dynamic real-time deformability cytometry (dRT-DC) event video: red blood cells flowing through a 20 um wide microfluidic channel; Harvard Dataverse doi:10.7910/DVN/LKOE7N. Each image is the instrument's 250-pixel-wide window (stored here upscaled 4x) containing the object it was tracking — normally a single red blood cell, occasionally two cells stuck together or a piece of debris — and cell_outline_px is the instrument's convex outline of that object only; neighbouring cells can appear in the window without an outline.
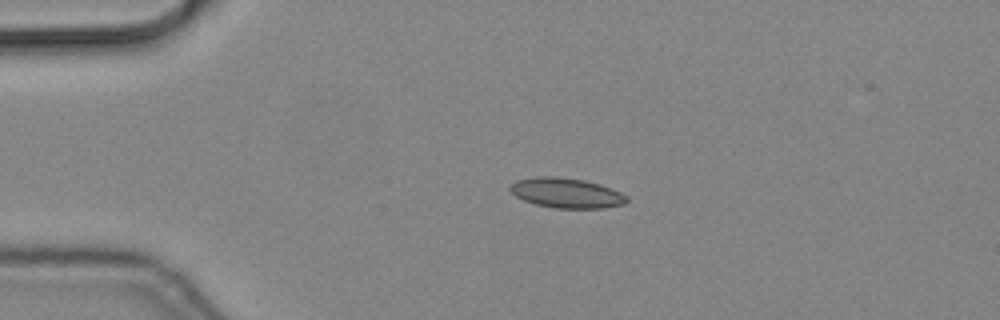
{"species": "common noctule bat (a hibernating species)", "species_latin": "Nyctalus noctula", "temperature_condition": "cold", "stored_images_in_passage": 8, "camera_frame_rate_fps": 3000, "um_per_image_px": 0.085, "animal": {"sex": "male", "body_mass_g": 19.2, "forearm_length_mm": 51.8}, "frame": {"image": 1, "passage_image": 1, "time_ms": 0.0, "image_size_px": [1000, 320], "cell_outline_px": [[628, 200], [624, 204], [604, 208], [556, 208], [536, 204], [524, 200], [516, 196], [508, 188], [516, 180], [536, 176], [556, 176], [584, 180], [600, 184], [612, 188], [628, 196]], "centroid_in_image_um": [48.16, 16.39], "position_along_channel_um": 36.8, "area_um2": 20.4}}
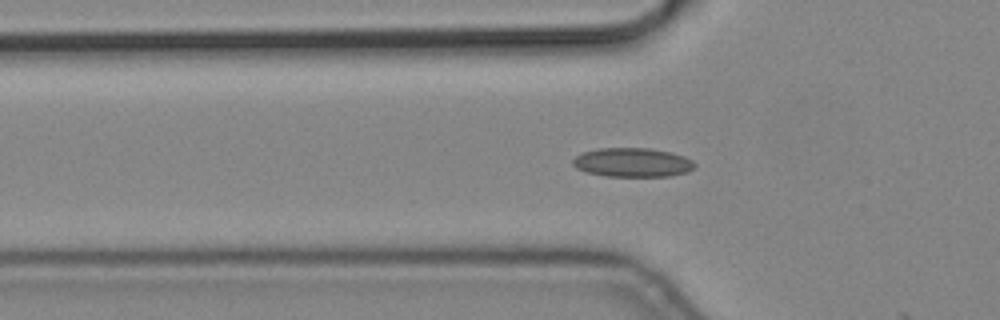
{"frame": {"image": 2, "passage_image": 7, "time_ms": 2.0, "image_size_px": [1000, 320], "cell_outline_px": [[696, 164], [688, 172], [668, 176], [604, 176], [588, 172], [576, 168], [572, 164], [572, 160], [576, 156], [584, 152], [600, 148], [648, 148], [672, 152], [684, 156], [692, 160]], "centroid_in_image_um": [53.77, 13.8], "position_along_channel_um": 72.0, "area_um2": 20.58}}